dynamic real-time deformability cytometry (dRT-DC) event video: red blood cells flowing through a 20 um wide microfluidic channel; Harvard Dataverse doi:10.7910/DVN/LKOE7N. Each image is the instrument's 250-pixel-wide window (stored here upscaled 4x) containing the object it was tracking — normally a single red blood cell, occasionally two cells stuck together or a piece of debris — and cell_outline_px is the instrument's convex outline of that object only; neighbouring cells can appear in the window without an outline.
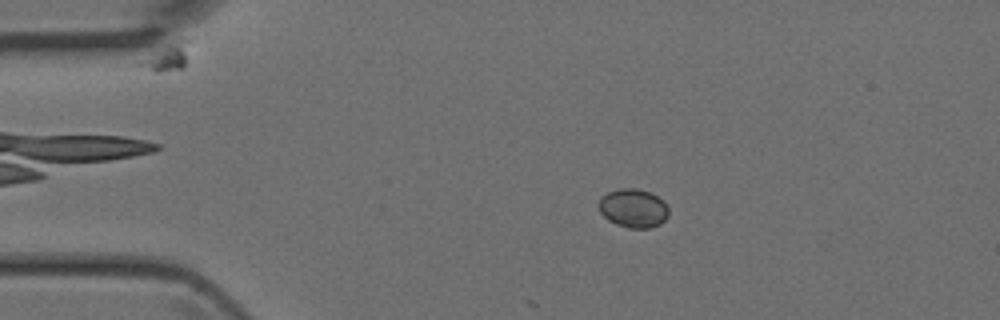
{"species": "Egyptian fruit bat (a non-hibernating species)", "species_latin": "Rousettus aegyptiacus", "temperature_condition": "room temperature", "stored_images_in_passage": 12, "camera_frame_rate_fps": 3000, "um_per_image_px": 0.085, "animal": {"sex": "female"}, "frame": {"image": 1, "passage_image": 9, "time_ms": 2.667, "image_size_px": [1000, 320], "cell_outline_px": [[668, 216], [660, 224], [648, 228], [628, 228], [616, 224], [608, 220], [600, 212], [596, 204], [600, 196], [608, 192], [620, 188], [636, 188], [648, 192], [664, 200], [668, 208]], "centroid_in_image_um": [53.79, 17.69], "position_along_channel_um": 31.2, "area_um2": 15.95}}